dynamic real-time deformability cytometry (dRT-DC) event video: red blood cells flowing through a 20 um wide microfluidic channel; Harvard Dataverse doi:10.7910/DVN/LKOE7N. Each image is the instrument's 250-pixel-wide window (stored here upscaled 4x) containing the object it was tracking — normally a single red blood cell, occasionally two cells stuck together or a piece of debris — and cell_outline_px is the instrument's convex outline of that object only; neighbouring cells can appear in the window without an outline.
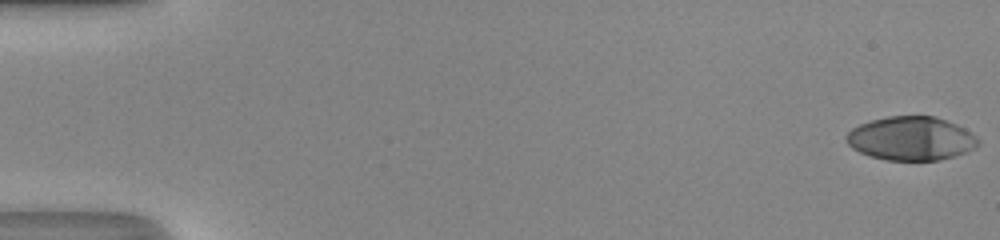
{"species": "human", "species_latin": "Homo sapiens", "temperature_condition": "room temperature", "stored_images_in_passage": 49, "camera_frame_rate_fps": 3000, "um_per_image_px": 0.085, "donor": {"sex": "male"}, "frame": {"image": 1, "passage_image": 1, "time_ms": 0.0, "image_size_px": [1000, 240], "cell_outline_px": [[980, 144], [976, 148], [940, 160], [884, 160], [860, 152], [852, 148], [848, 144], [844, 136], [852, 128], [860, 124], [872, 120], [888, 116], [936, 116], [956, 124], [964, 128], [976, 136], [980, 140]], "centroid_in_image_um": [77.44, 11.77], "position_along_channel_um": 7.6, "area_um2": 33.58}}
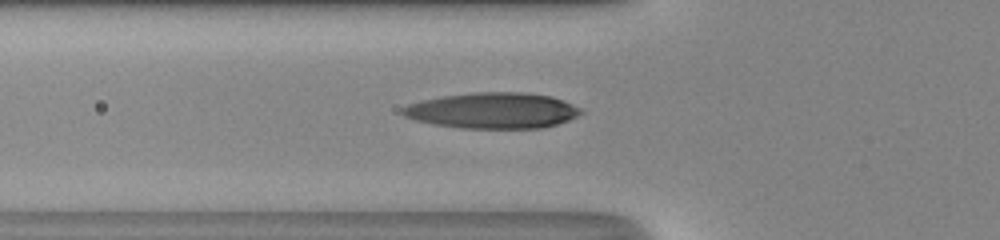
{"frame": {"image": 2, "passage_image": 19, "time_ms": 6.0, "image_size_px": [1000, 240], "cell_outline_px": [[584, 112], [568, 120], [544, 128], [460, 128], [436, 124], [416, 120], [404, 116], [400, 112], [400, 108], [408, 104], [420, 100], [444, 96], [476, 92], [524, 92], [552, 96], [572, 104], [580, 108]], "centroid_in_image_um": [41.87, 9.39], "position_along_channel_um": 83.9, "area_um2": 37.22}}
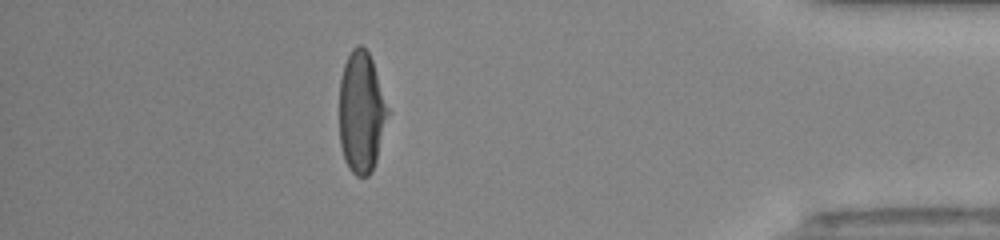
{"frame": {"image": 3, "passage_image": 44, "time_ms": 14.333, "image_size_px": [1000, 240], "cell_outline_px": [[388, 112], [376, 160], [372, 172], [368, 176], [356, 176], [348, 168], [344, 160], [340, 144], [340, 80], [344, 64], [352, 48], [356, 44], [360, 44], [368, 52], [372, 60], [388, 108]], "centroid_in_image_um": [30.69, 9.55], "position_along_channel_um": 404.5, "area_um2": 33.93}, "authors_computed_cell_mechanics": {"area_um2": 34.68, "velocity_mm_per_s": 4.3574, "shape_relaxation_time_tau1_ms": 6.0641, "shape_relaxation_time_tau2_ms": 2.13, "deformation_change_tau1": 0.2799, "deformation_change_tau2": 0.047}}